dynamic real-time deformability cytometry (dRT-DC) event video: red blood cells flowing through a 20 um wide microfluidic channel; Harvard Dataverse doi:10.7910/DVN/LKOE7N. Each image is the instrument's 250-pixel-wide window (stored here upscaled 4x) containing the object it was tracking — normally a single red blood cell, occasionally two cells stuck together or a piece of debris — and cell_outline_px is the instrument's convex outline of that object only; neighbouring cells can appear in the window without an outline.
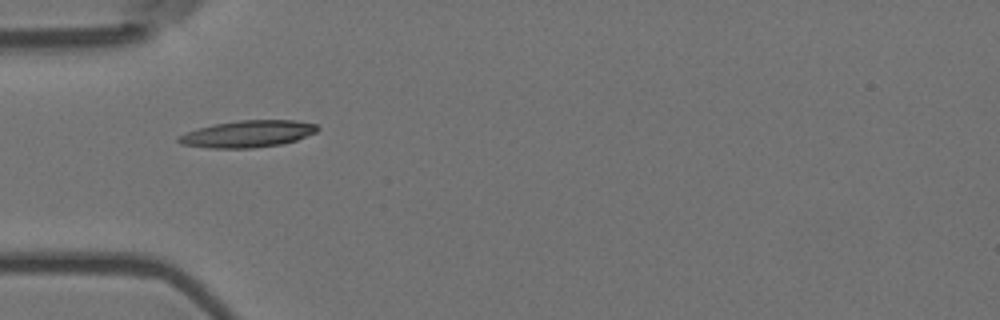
{"species": "Egyptian fruit bat (a non-hibernating species)", "species_latin": "Rousettus aegyptiacus", "temperature_condition": "room temperature", "stored_images_in_passage": 10, "camera_frame_rate_fps": 3000, "um_per_image_px": 0.085, "animal": {"sex": "female"}, "frame": {"image": 1, "passage_image": 5, "time_ms": 1.333, "image_size_px": [1000, 320], "cell_outline_px": [[320, 128], [316, 132], [296, 140], [284, 144], [252, 148], [208, 148], [180, 144], [176, 140], [176, 136], [212, 124], [240, 120], [296, 120], [316, 124]], "centroid_in_image_um": [21.06, 11.38], "position_along_channel_um": 63.9, "area_um2": 21.85}}
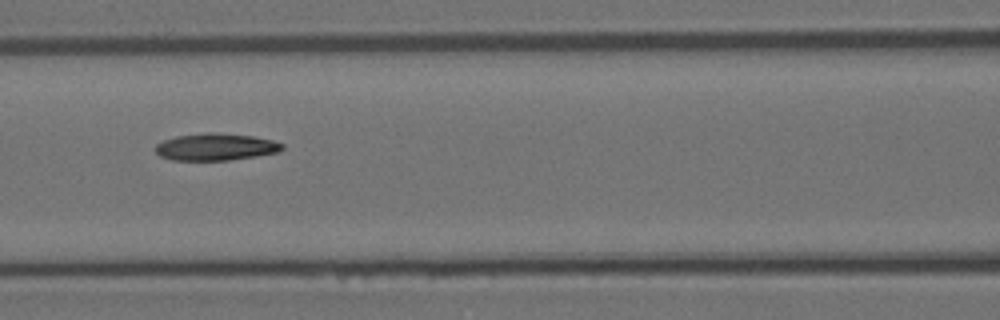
{"frame": {"image": 2, "passage_image": 7, "time_ms": 2.0, "image_size_px": [1000, 320], "cell_outline_px": [[284, 148], [280, 152], [256, 156], [228, 160], [172, 160], [160, 156], [156, 152], [156, 144], [164, 140], [176, 136], [204, 132], [212, 132], [252, 136], [272, 140], [284, 144]], "centroid_in_image_um": [18.35, 12.48], "position_along_channel_um": 148.3, "area_um2": 20.0}}
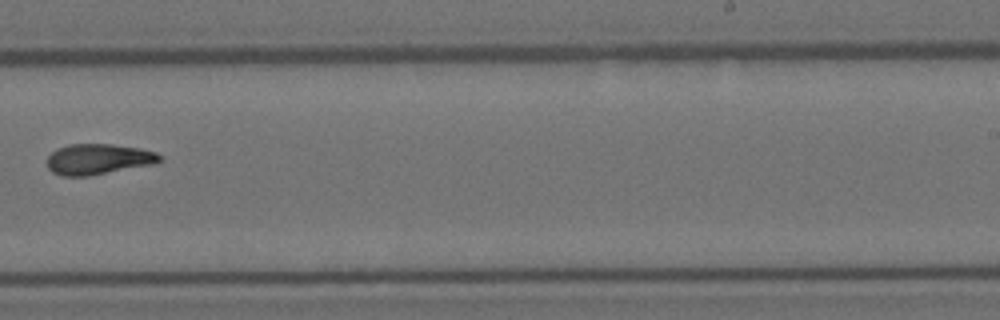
{"frame": {"image": 3, "passage_image": 10, "time_ms": 3.0, "image_size_px": [1000, 320], "cell_outline_px": [[160, 160], [152, 164], [88, 176], [60, 176], [52, 172], [48, 168], [48, 156], [56, 148], [68, 144], [112, 144], [140, 148], [156, 152], [160, 156]], "centroid_in_image_um": [8.3, 13.52], "position_along_channel_um": 280.7, "area_um2": 20.0}}